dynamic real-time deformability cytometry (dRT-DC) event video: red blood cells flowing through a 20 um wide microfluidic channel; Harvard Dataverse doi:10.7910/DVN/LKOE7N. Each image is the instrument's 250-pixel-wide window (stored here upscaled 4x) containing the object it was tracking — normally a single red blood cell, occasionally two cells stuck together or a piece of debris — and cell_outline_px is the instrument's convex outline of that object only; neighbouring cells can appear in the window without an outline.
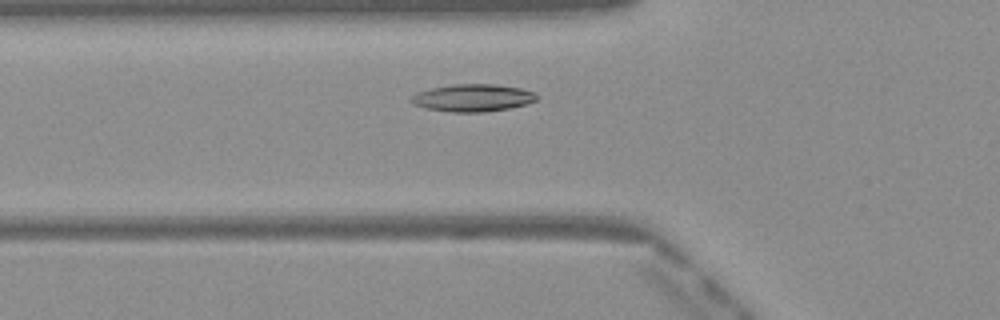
{"species": "Egyptian fruit bat (a non-hibernating species)", "species_latin": "Rousettus aegyptiacus", "temperature_condition": "warm", "stored_images_in_passage": 28, "camera_frame_rate_fps": 3000, "um_per_image_px": 0.085, "frame": {"image": 1, "passage_image": 2, "time_ms": 0.333, "image_size_px": [1000, 320], "cell_outline_px": [[536, 100], [528, 104], [508, 108], [484, 112], [448, 112], [428, 108], [412, 104], [408, 100], [416, 92], [432, 88], [452, 84], [496, 84], [520, 88], [536, 92]], "centroid_in_image_um": [40.17, 8.31], "position_along_channel_um": 85.6, "area_um2": 20.11}}
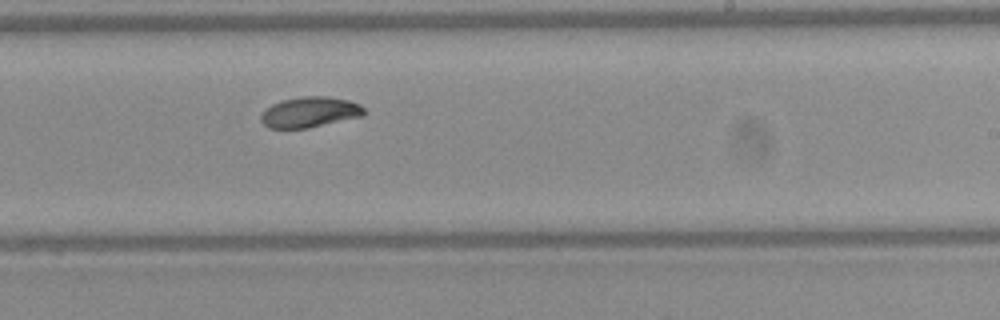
{"frame": {"image": 2, "passage_image": 15, "time_ms": 4.667, "image_size_px": [1000, 320], "cell_outline_px": [[364, 116], [308, 128], [268, 128], [260, 120], [260, 116], [264, 108], [280, 100], [304, 96], [328, 96], [348, 100], [360, 104], [364, 108]], "centroid_in_image_um": [26.31, 9.53], "position_along_channel_um": 262.7, "area_um2": 18.55}}
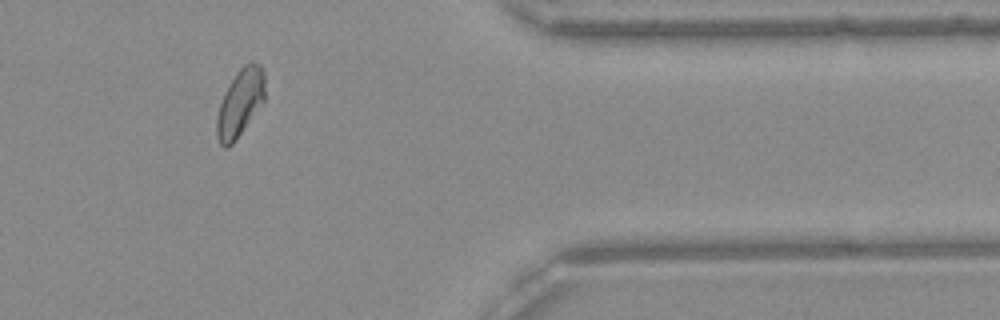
{"frame": {"image": 3, "passage_image": 26, "time_ms": 8.333, "image_size_px": [1000, 320], "cell_outline_px": [[264, 100], [232, 144], [228, 148], [224, 148], [220, 144], [216, 136], [216, 120], [220, 104], [224, 92], [236, 72], [244, 64], [252, 60], [260, 64], [264, 72]], "centroid_in_image_um": [20.39, 8.71], "position_along_channel_um": 391.0, "area_um2": 18.73}, "authors_computed_cell_mechanics": {"area_um2": 18.496, "velocity_mm_per_s": 4.076, "shape_relaxation_time_tau1_ms": 3.8374, "shape_relaxation_time_tau2_ms": 3.4108, "deformation_change_tau1": 0.1182, "deformation_change_tau2": 0.0748}}